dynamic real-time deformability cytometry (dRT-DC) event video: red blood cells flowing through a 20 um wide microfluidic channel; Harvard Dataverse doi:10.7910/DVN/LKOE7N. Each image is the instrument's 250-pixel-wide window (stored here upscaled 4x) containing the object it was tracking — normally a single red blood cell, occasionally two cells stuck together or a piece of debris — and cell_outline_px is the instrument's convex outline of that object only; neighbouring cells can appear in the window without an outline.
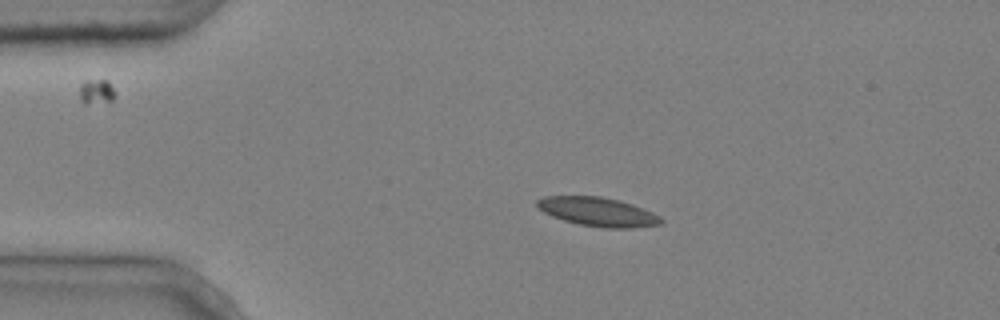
{"species": "common noctule bat (a hibernating species)", "species_latin": "Nyctalus noctula", "temperature_condition": "cold", "stored_images_in_passage": 2, "camera_frame_rate_fps": 3000, "um_per_image_px": 0.085, "animal": {"sex": "male", "body_mass_g": 20.4}, "frame": {"image": 1, "passage_image": 1, "time_ms": 0.0, "image_size_px": [1000, 320], "cell_outline_px": [[664, 224], [632, 228], [604, 228], [580, 224], [564, 220], [552, 216], [544, 212], [536, 204], [536, 200], [544, 196], [600, 196], [620, 200], [632, 204], [652, 212], [660, 216], [664, 220]], "centroid_in_image_um": [50.86, 18.0], "position_along_channel_um": 34.1, "area_um2": 20.92}}